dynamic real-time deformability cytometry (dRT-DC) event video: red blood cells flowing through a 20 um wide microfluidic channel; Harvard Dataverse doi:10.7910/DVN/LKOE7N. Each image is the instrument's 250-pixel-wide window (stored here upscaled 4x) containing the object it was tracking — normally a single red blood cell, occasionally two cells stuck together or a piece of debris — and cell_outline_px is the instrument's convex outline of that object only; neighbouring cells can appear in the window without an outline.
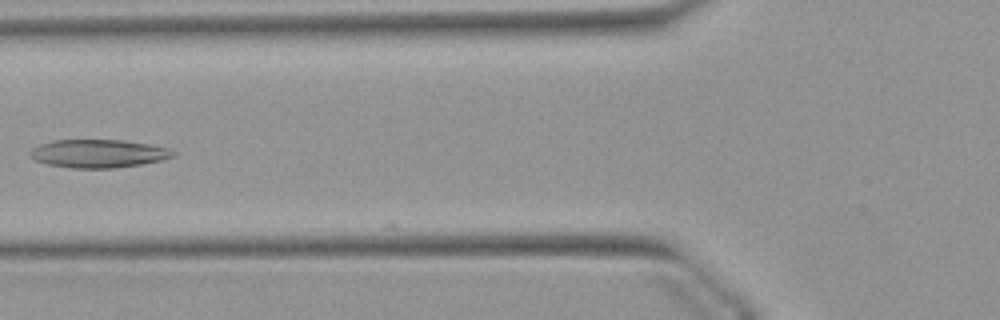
{"species": "Egyptian fruit bat (a non-hibernating species)", "species_latin": "Rousettus aegyptiacus", "temperature_condition": "warm", "stored_images_in_passage": 37, "camera_frame_rate_fps": 3000, "um_per_image_px": 0.085, "animal": {"sex": "female"}, "frame": {"image": 1, "passage_image": 5, "time_ms": 1.333, "image_size_px": [1000, 320], "cell_outline_px": [[176, 156], [164, 160], [140, 164], [112, 168], [72, 168], [48, 164], [32, 160], [28, 156], [28, 152], [32, 148], [40, 144], [52, 140], [120, 140], [148, 144], [172, 148], [176, 152]], "centroid_in_image_um": [8.36, 13.05], "position_along_channel_um": 117.4, "area_um2": 23.76}}
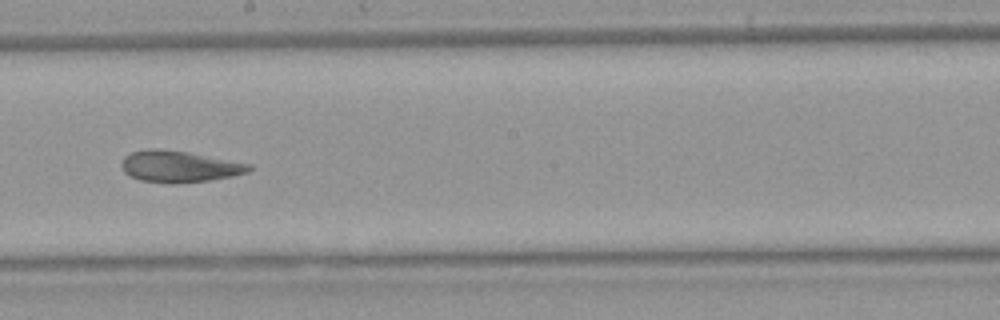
{"frame": {"image": 2, "passage_image": 14, "time_ms": 4.333, "image_size_px": [1000, 320], "cell_outline_px": [[256, 168], [248, 172], [232, 176], [212, 180], [176, 184], [168, 184], [140, 180], [124, 172], [120, 164], [124, 156], [132, 152], [148, 148], [156, 148], [188, 152], [252, 164]], "centroid_in_image_um": [15.26, 14.16], "position_along_channel_um": 232.9, "area_um2": 23.7}}
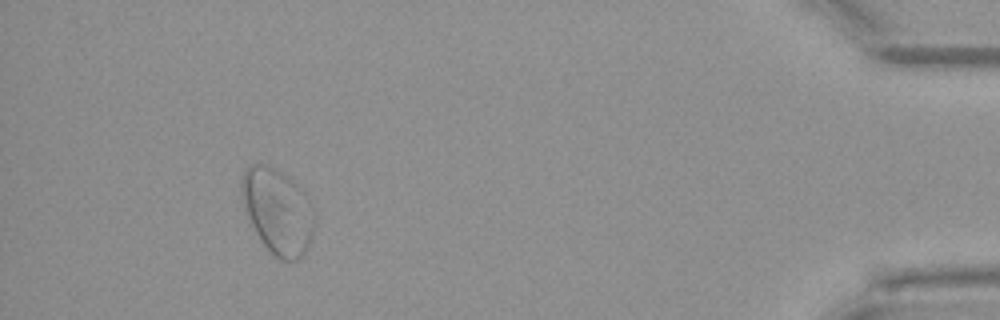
{"frame": {"image": 3, "passage_image": 33, "time_ms": 10.667, "image_size_px": [1000, 320], "cell_outline_px": [[312, 240], [304, 252], [296, 260], [280, 260], [260, 240], [244, 212], [240, 196], [240, 180], [244, 168], [248, 164], [268, 164], [292, 180], [296, 184], [312, 224]], "centroid_in_image_um": [23.44, 17.93], "position_along_channel_um": 411.8, "area_um2": 35.03}, "authors_computed_cell_mechanics": {"area_um2": 23.409, "velocity_mm_per_s": 3.8562, "shape_relaxation_time_tau1_ms": null, "shape_relaxation_time_tau2_ms": 3.014, "deformation_change_tau1": null, "deformation_change_tau2": 0.0989}}